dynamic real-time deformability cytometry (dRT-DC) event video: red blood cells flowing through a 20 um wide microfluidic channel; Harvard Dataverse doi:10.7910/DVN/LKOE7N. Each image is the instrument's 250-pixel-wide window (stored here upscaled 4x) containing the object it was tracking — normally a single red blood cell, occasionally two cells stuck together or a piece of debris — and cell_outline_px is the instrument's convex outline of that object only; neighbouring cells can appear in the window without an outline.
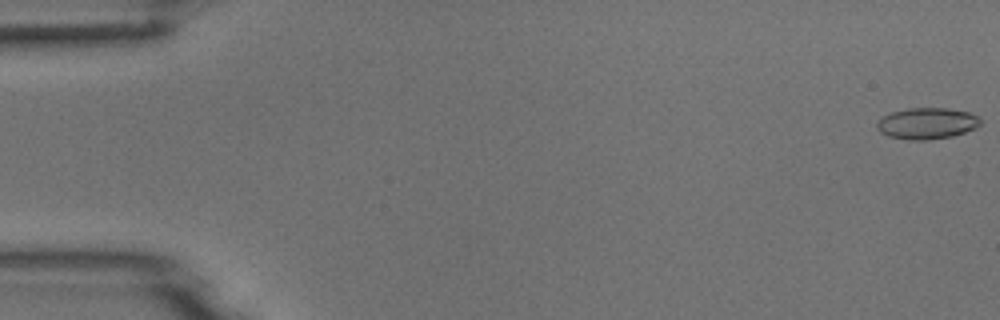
{"species": "common noctule bat (a hibernating species)", "species_latin": "Nyctalus noctula", "temperature_condition": "room temperature", "stored_images_in_passage": 27, "camera_frame_rate_fps": 3000, "um_per_image_px": 0.085, "animal": {"sex": "male", "body_mass_g": 18.8}, "frame": {"image": 1, "passage_image": 1, "time_ms": 0.0, "image_size_px": [1000, 320], "cell_outline_px": [[980, 124], [976, 128], [952, 136], [928, 140], [908, 140], [888, 136], [880, 132], [876, 128], [876, 124], [884, 116], [892, 112], [908, 108], [948, 108], [968, 112], [980, 116]], "centroid_in_image_um": [78.8, 10.49], "position_along_channel_um": 6.2, "area_um2": 18.9}}
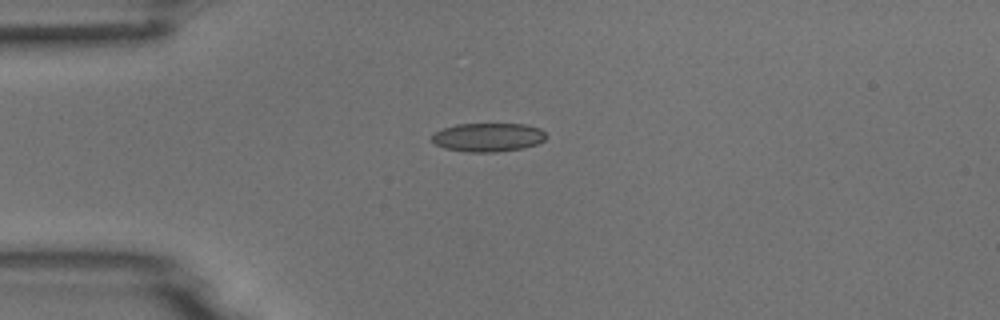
{"frame": {"image": 2, "passage_image": 14, "time_ms": 4.333, "image_size_px": [1000, 320], "cell_outline_px": [[548, 136], [544, 140], [536, 144], [520, 148], [496, 152], [468, 152], [444, 148], [436, 144], [432, 140], [432, 136], [436, 132], [444, 128], [456, 124], [524, 124], [540, 128]], "centroid_in_image_um": [41.5, 11.66], "position_along_channel_um": 43.5, "area_um2": 18.96}}
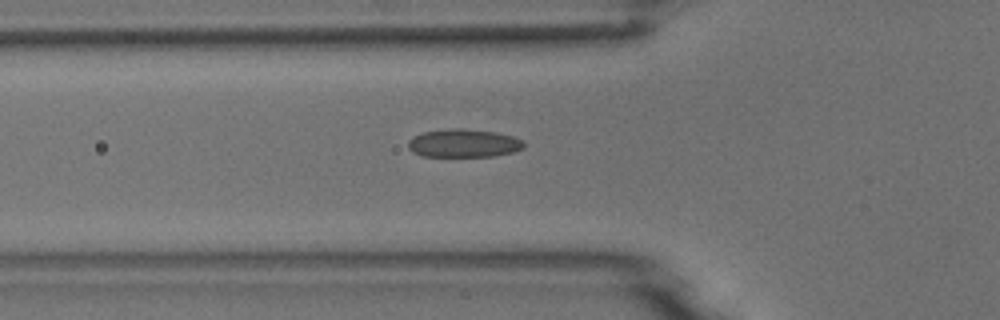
{"frame": {"image": 3, "passage_image": 19, "time_ms": 6.0, "image_size_px": [1000, 320], "cell_outline_px": [[524, 148], [512, 152], [496, 156], [424, 156], [412, 152], [408, 148], [408, 140], [412, 136], [424, 132], [448, 128], [464, 128], [496, 132], [512, 136], [524, 140]], "centroid_in_image_um": [39.4, 12.16], "position_along_channel_um": 86.4, "area_um2": 19.19}}